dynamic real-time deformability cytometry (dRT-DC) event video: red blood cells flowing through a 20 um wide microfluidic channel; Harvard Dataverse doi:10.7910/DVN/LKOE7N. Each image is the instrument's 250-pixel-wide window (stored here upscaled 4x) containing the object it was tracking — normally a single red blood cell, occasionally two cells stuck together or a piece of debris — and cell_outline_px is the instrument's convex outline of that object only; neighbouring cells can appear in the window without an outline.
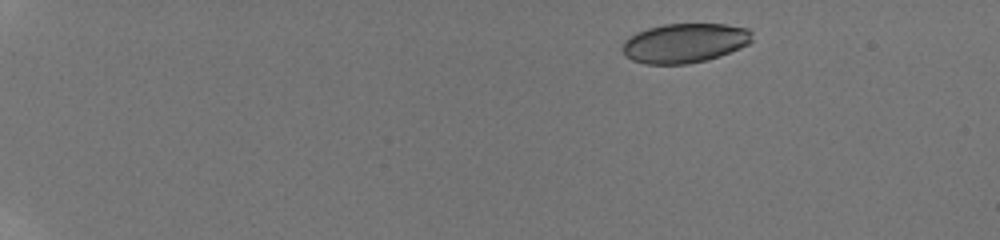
{"species": "human", "species_latin": "Homo sapiens", "temperature_condition": "room temperature", "stored_images_in_passage": 63, "camera_frame_rate_fps": 3000, "um_per_image_px": 0.085, "donor": {"sex": "male"}, "frame": {"image": 1, "passage_image": 1, "time_ms": 0.0, "image_size_px": [1000, 240], "cell_outline_px": [[752, 40], [748, 44], [740, 48], [720, 56], [688, 64], [644, 64], [632, 60], [624, 56], [620, 48], [624, 40], [636, 32], [648, 28], [664, 24], [724, 24], [748, 28], [752, 32]], "centroid_in_image_um": [58.16, 3.66], "position_along_channel_um": 26.8, "area_um2": 30.06}}
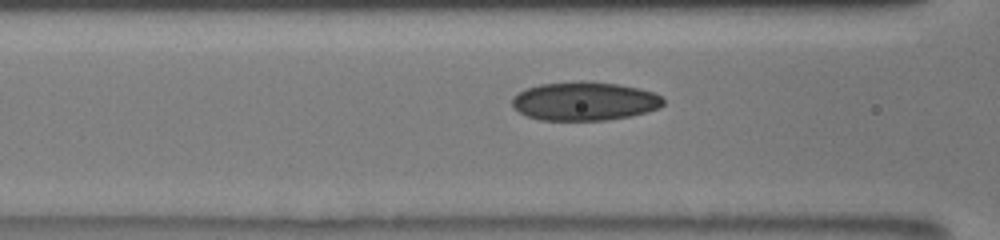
{"frame": {"image": 2, "passage_image": 29, "time_ms": 6.0, "image_size_px": [1000, 240], "cell_outline_px": [[664, 104], [660, 108], [632, 116], [608, 120], [540, 120], [528, 116], [512, 108], [512, 96], [524, 88], [540, 84], [576, 80], [588, 80], [616, 84], [640, 88], [652, 92], [660, 96], [664, 100]], "centroid_in_image_um": [49.66, 8.59], "position_along_channel_um": 116.9, "area_um2": 34.56}}
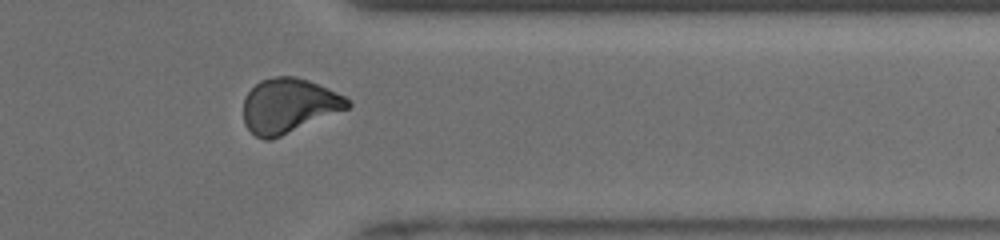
{"frame": {"image": 3, "passage_image": 52, "time_ms": 13.0, "image_size_px": [1000, 240], "cell_outline_px": [[352, 104], [348, 108], [272, 140], [264, 140], [256, 136], [244, 124], [244, 100], [248, 92], [260, 80], [276, 76], [292, 76], [308, 80], [328, 88], [352, 100]], "centroid_in_image_um": [24.54, 8.98], "position_along_channel_um": 386.9, "area_um2": 33.0}, "authors_computed_cell_mechanics": {"area_um2": 32.1368, "velocity_mm_per_s": 3.8735, "shape_relaxation_time_tau1_ms": null, "shape_relaxation_time_tau2_ms": 2.0917, "deformation_change_tau1": null, "deformation_change_tau2": 0.0789}}